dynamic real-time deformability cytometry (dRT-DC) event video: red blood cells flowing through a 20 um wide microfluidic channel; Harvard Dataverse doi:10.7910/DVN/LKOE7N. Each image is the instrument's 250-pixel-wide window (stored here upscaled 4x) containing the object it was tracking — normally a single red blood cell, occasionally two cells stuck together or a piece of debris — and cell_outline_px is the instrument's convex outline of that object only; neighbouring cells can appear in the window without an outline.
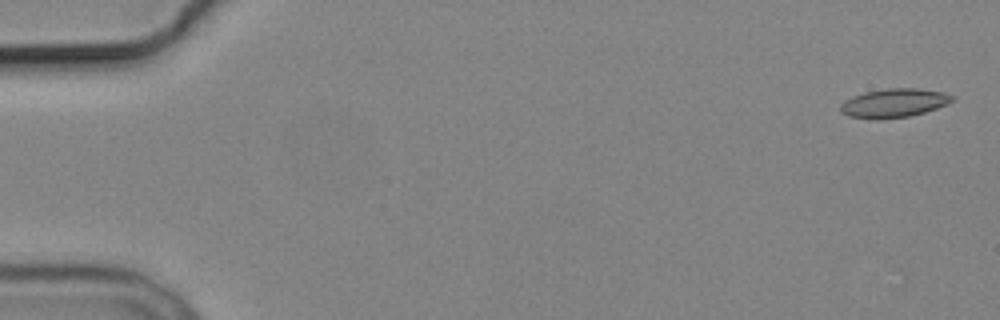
{"species": "common noctule bat (a hibernating species)", "species_latin": "Nyctalus noctula", "temperature_condition": "cold", "stored_images_in_passage": 5, "camera_frame_rate_fps": 3000, "um_per_image_px": 0.085, "animal": {"sex": "male", "body_mass_g": 19.2, "forearm_length_mm": 51.8}, "frame": {"image": 1, "passage_image": 1, "time_ms": 0.0, "image_size_px": [1000, 320], "cell_outline_px": [[956, 100], [948, 104], [924, 112], [908, 116], [848, 116], [840, 112], [840, 104], [844, 100], [852, 96], [864, 92], [888, 88], [920, 88], [944, 92], [956, 96]], "centroid_in_image_um": [76.07, 8.69], "position_along_channel_um": 8.9, "area_um2": 18.21}}
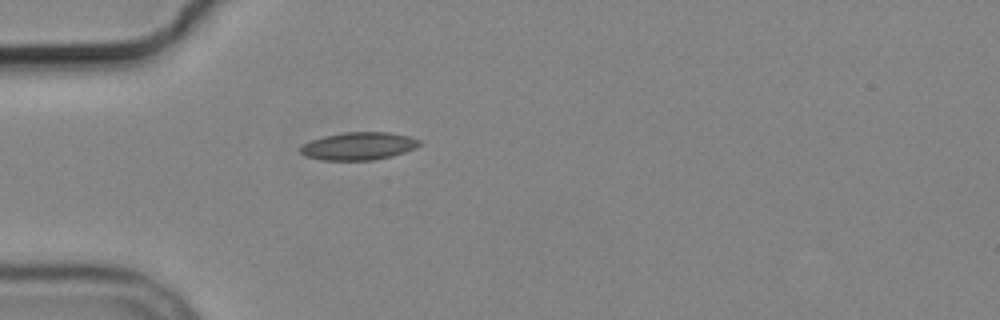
{"frame": {"image": 2, "passage_image": 5, "time_ms": 5.0, "image_size_px": [1000, 320], "cell_outline_px": [[424, 144], [416, 148], [392, 156], [372, 160], [320, 160], [304, 156], [300, 152], [300, 148], [304, 144], [312, 140], [324, 136], [344, 132], [392, 132], [408, 136], [420, 140]], "centroid_in_image_um": [30.51, 12.41], "position_along_channel_um": 54.5, "area_um2": 19.36}}